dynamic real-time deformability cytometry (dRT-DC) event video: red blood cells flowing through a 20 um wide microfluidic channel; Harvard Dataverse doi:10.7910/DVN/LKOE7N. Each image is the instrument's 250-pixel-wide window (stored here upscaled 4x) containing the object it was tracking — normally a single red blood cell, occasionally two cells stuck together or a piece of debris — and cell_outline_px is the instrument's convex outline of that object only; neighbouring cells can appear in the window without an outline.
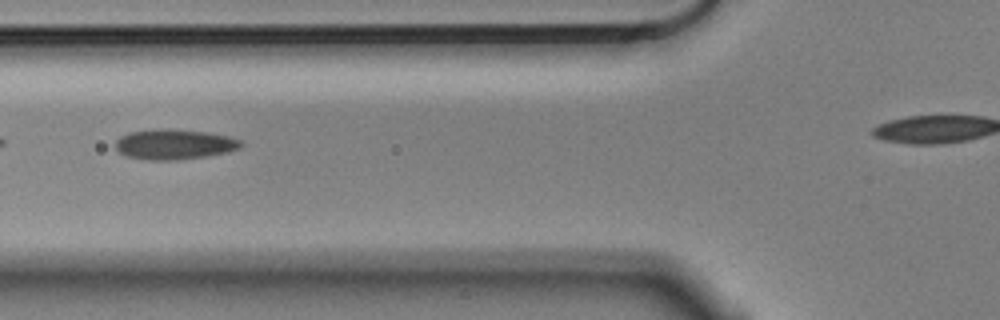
{"species": "Egyptian fruit bat (a non-hibernating species)", "species_latin": "Rousettus aegyptiacus", "temperature_condition": "cold", "stored_images_in_passage": 15, "camera_frame_rate_fps": 3000, "um_per_image_px": 0.085, "animal": {"sex": "male"}, "frame": {"image": 1, "passage_image": 5, "time_ms": 1.333, "image_size_px": [1000, 320], "cell_outline_px": [[244, 144], [240, 148], [228, 152], [204, 156], [176, 160], [148, 160], [124, 156], [116, 148], [116, 140], [120, 136], [128, 132], [168, 128], [208, 132], [228, 136], [240, 140]], "centroid_in_image_um": [14.81, 12.26], "position_along_channel_um": 111.0, "area_um2": 22.14}}
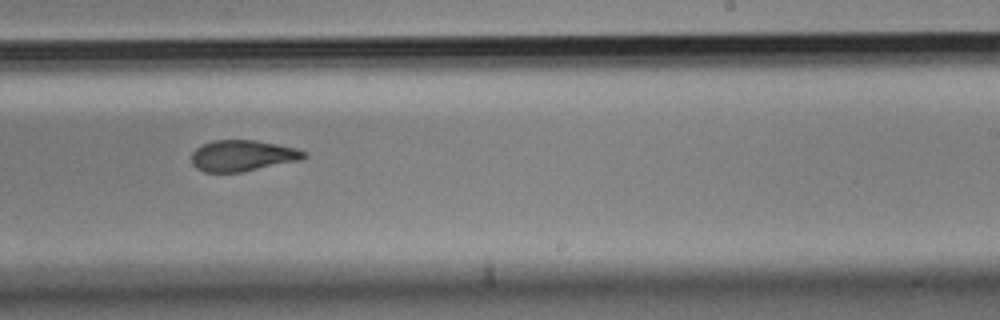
{"frame": {"image": 2, "passage_image": 10, "time_ms": 3.0, "image_size_px": [1000, 320], "cell_outline_px": [[308, 156], [304, 160], [244, 172], [204, 172], [196, 168], [192, 164], [192, 152], [200, 144], [212, 140], [256, 140], [296, 148], [308, 152]], "centroid_in_image_um": [20.66, 13.24], "position_along_channel_um": 268.3, "area_um2": 20.87}}
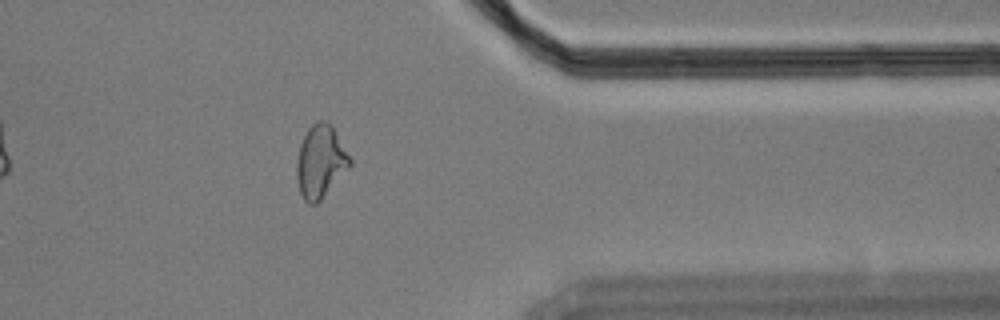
{"frame": {"image": 3, "passage_image": 13, "time_ms": 4.0, "image_size_px": [1000, 320], "cell_outline_px": [[352, 164], [320, 200], [316, 204], [308, 204], [304, 200], [300, 192], [296, 176], [296, 160], [300, 144], [308, 128], [316, 120], [324, 120], [332, 124], [352, 160]], "centroid_in_image_um": [27.23, 13.7], "position_along_channel_um": 384.2, "area_um2": 22.6}}